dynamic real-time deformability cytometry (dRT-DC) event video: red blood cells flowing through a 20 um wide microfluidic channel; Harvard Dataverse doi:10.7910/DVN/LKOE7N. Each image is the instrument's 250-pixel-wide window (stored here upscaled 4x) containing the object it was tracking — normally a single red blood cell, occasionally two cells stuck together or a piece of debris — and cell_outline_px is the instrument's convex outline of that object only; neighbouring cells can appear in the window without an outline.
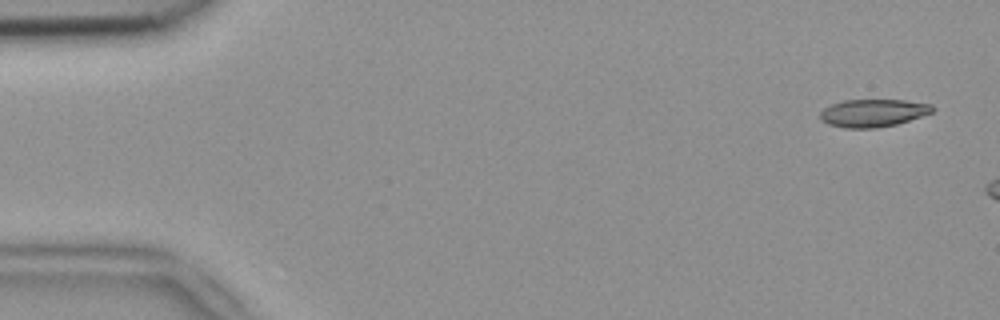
{"species": "common noctule bat (a hibernating species)", "species_latin": "Nyctalus noctula", "temperature_condition": "room temperature", "stored_images_in_passage": 3, "camera_frame_rate_fps": 3000, "um_per_image_px": 0.085, "animal": {"sex": "female", "body_mass_g": 18.4}, "frame": {"image": 1, "passage_image": 1, "time_ms": 0.0, "image_size_px": [1000, 320], "cell_outline_px": [[936, 108], [932, 112], [896, 124], [876, 128], [844, 128], [828, 124], [820, 120], [820, 112], [824, 108], [832, 104], [844, 100], [904, 100], [932, 104]], "centroid_in_image_um": [74.19, 9.6], "position_along_channel_um": 10.8, "area_um2": 18.09}}